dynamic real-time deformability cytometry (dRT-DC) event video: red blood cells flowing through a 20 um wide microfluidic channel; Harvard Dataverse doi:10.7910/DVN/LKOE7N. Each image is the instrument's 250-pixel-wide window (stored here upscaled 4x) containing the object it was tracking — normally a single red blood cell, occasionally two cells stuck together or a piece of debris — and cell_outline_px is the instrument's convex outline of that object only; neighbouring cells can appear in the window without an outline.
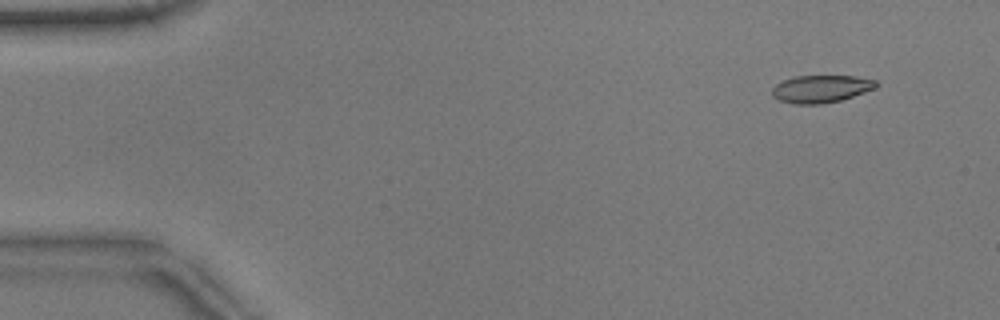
{"species": "common noctule bat (a hibernating species)", "species_latin": "Nyctalus noctula", "temperature_condition": "warm", "stored_images_in_passage": 53, "camera_frame_rate_fps": 3000, "um_per_image_px": 0.085, "animal": {"sex": "male", "body_mass_g": 17.9}, "frame": {"image": 1, "passage_image": 5, "time_ms": 1.333, "image_size_px": [1000, 320], "cell_outline_px": [[880, 84], [876, 88], [840, 100], [820, 104], [792, 104], [780, 100], [772, 96], [772, 88], [776, 84], [784, 80], [796, 76], [856, 76], [876, 80]], "centroid_in_image_um": [69.8, 7.55], "position_along_channel_um": 15.2, "area_um2": 16.65}}
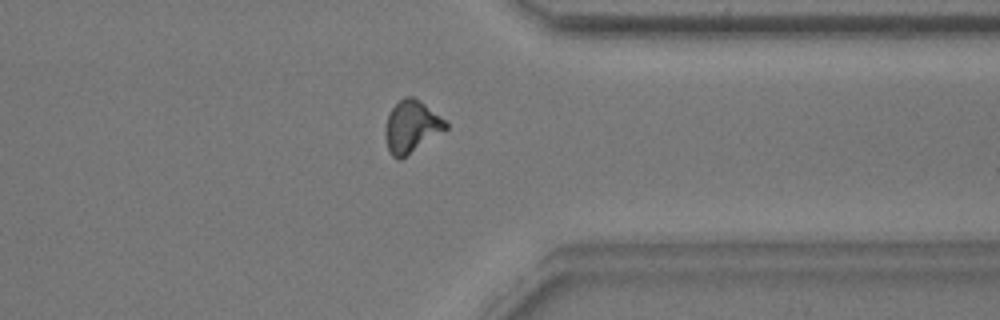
{"frame": {"image": 2, "passage_image": 42, "time_ms": 13.667, "image_size_px": [1000, 320], "cell_outline_px": [[448, 128], [400, 160], [396, 160], [388, 152], [384, 136], [384, 128], [388, 116], [392, 108], [404, 96], [412, 96], [424, 104], [444, 120], [448, 124]], "centroid_in_image_um": [34.93, 10.8], "position_along_channel_um": 376.5, "area_um2": 18.21}}
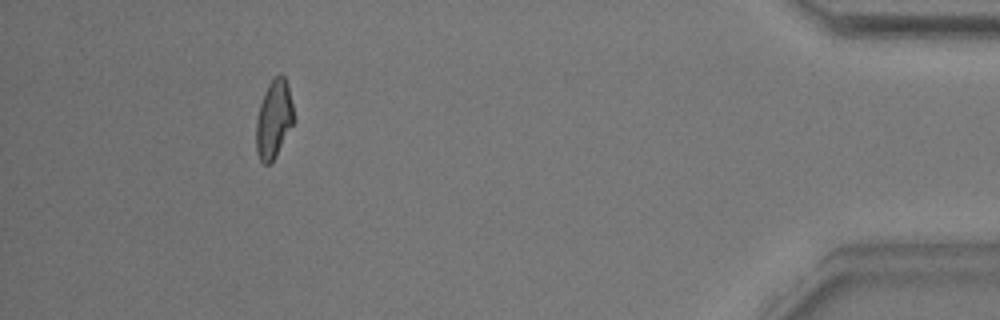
{"frame": {"image": 3, "passage_image": 49, "time_ms": 16.0, "image_size_px": [1000, 320], "cell_outline_px": [[292, 124], [276, 156], [268, 164], [264, 164], [260, 160], [256, 152], [256, 120], [260, 104], [264, 92], [268, 84], [280, 72], [284, 76], [288, 88], [292, 104]], "centroid_in_image_um": [23.24, 10.13], "position_along_channel_um": 412.0, "area_um2": 16.7}, "authors_computed_cell_mechanics": {"area_um2": 17.5134, "velocity_mm_per_s": 3.8477, "shape_relaxation_time_tau1_ms": 6.101, "shape_relaxation_time_tau2_ms": 2.1265, "deformation_change_tau1": 0.2009, "deformation_change_tau2": 0.0828}}